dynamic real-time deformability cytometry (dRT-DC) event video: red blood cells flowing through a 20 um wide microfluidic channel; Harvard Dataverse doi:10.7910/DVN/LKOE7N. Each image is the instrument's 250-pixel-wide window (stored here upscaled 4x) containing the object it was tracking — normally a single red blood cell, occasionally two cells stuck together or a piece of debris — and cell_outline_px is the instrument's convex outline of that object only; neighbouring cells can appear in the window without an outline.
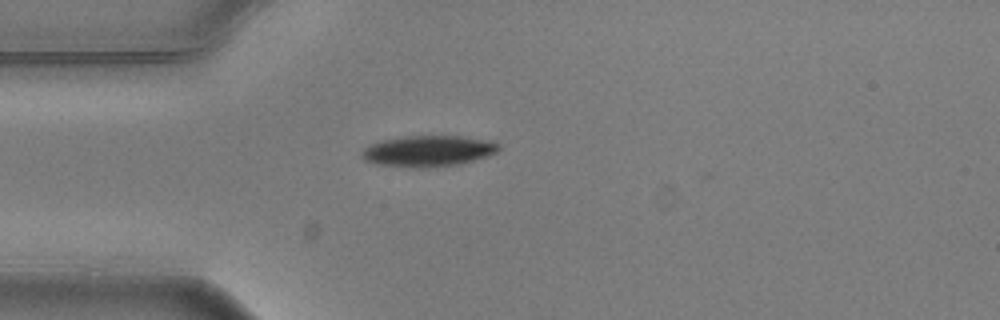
{"species": "common noctule bat (a hibernating species)", "species_latin": "Nyctalus noctula", "temperature_condition": "warm", "stored_images_in_passage": 2, "camera_frame_rate_fps": 3000, "um_per_image_px": 0.085, "animal": {"sex": "male", "body_mass_g": 20.5, "forearm_length_mm": 52.5}, "frame": {"image": 1, "passage_image": 1, "time_ms": 0.0, "image_size_px": [1000, 320], "cell_outline_px": [[500, 148], [496, 152], [488, 156], [460, 164], [424, 168], [412, 168], [376, 164], [364, 160], [360, 156], [360, 152], [364, 148], [380, 140], [404, 136], [460, 136], [488, 140], [500, 144]], "centroid_in_image_um": [36.37, 12.84], "position_along_channel_um": 48.6, "area_um2": 24.97}}